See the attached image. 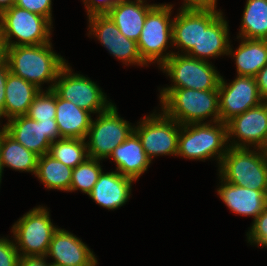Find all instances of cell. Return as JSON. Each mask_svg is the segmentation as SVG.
Returning <instances> with one entry per match:
<instances>
[{
    "mask_svg": "<svg viewBox=\"0 0 267 266\" xmlns=\"http://www.w3.org/2000/svg\"><path fill=\"white\" fill-rule=\"evenodd\" d=\"M6 61L10 72L34 84L40 90L47 83L53 90L61 69L68 63L53 50L52 43L6 47Z\"/></svg>",
    "mask_w": 267,
    "mask_h": 266,
    "instance_id": "1",
    "label": "cell"
},
{
    "mask_svg": "<svg viewBox=\"0 0 267 266\" xmlns=\"http://www.w3.org/2000/svg\"><path fill=\"white\" fill-rule=\"evenodd\" d=\"M228 148L227 123H190L180 127L177 157L204 162L214 158L219 168Z\"/></svg>",
    "mask_w": 267,
    "mask_h": 266,
    "instance_id": "2",
    "label": "cell"
},
{
    "mask_svg": "<svg viewBox=\"0 0 267 266\" xmlns=\"http://www.w3.org/2000/svg\"><path fill=\"white\" fill-rule=\"evenodd\" d=\"M160 104L161 110L181 125L220 121L218 90L173 89Z\"/></svg>",
    "mask_w": 267,
    "mask_h": 266,
    "instance_id": "3",
    "label": "cell"
},
{
    "mask_svg": "<svg viewBox=\"0 0 267 266\" xmlns=\"http://www.w3.org/2000/svg\"><path fill=\"white\" fill-rule=\"evenodd\" d=\"M171 85L159 88L160 102L173 90L189 88L195 90H218L221 75L210 61L195 59L186 54L173 53L160 67Z\"/></svg>",
    "mask_w": 267,
    "mask_h": 266,
    "instance_id": "4",
    "label": "cell"
},
{
    "mask_svg": "<svg viewBox=\"0 0 267 266\" xmlns=\"http://www.w3.org/2000/svg\"><path fill=\"white\" fill-rule=\"evenodd\" d=\"M218 171L227 183L267 193V150L229 146Z\"/></svg>",
    "mask_w": 267,
    "mask_h": 266,
    "instance_id": "5",
    "label": "cell"
},
{
    "mask_svg": "<svg viewBox=\"0 0 267 266\" xmlns=\"http://www.w3.org/2000/svg\"><path fill=\"white\" fill-rule=\"evenodd\" d=\"M52 28L47 18L16 5L0 13V37L6 47L50 43Z\"/></svg>",
    "mask_w": 267,
    "mask_h": 266,
    "instance_id": "6",
    "label": "cell"
},
{
    "mask_svg": "<svg viewBox=\"0 0 267 266\" xmlns=\"http://www.w3.org/2000/svg\"><path fill=\"white\" fill-rule=\"evenodd\" d=\"M173 5H155L147 14L140 38L137 42L142 60L149 64L156 63L160 67L174 52L172 22Z\"/></svg>",
    "mask_w": 267,
    "mask_h": 266,
    "instance_id": "7",
    "label": "cell"
},
{
    "mask_svg": "<svg viewBox=\"0 0 267 266\" xmlns=\"http://www.w3.org/2000/svg\"><path fill=\"white\" fill-rule=\"evenodd\" d=\"M46 206H36L20 217L11 227L20 256H46L53 233L59 228L51 220Z\"/></svg>",
    "mask_w": 267,
    "mask_h": 266,
    "instance_id": "8",
    "label": "cell"
},
{
    "mask_svg": "<svg viewBox=\"0 0 267 266\" xmlns=\"http://www.w3.org/2000/svg\"><path fill=\"white\" fill-rule=\"evenodd\" d=\"M113 103L106 111L98 113L86 136L89 158L103 161L134 131V126L118 114Z\"/></svg>",
    "mask_w": 267,
    "mask_h": 266,
    "instance_id": "9",
    "label": "cell"
},
{
    "mask_svg": "<svg viewBox=\"0 0 267 266\" xmlns=\"http://www.w3.org/2000/svg\"><path fill=\"white\" fill-rule=\"evenodd\" d=\"M53 91L93 115L106 111L113 104L95 81L74 73L68 63L59 72Z\"/></svg>",
    "mask_w": 267,
    "mask_h": 266,
    "instance_id": "10",
    "label": "cell"
},
{
    "mask_svg": "<svg viewBox=\"0 0 267 266\" xmlns=\"http://www.w3.org/2000/svg\"><path fill=\"white\" fill-rule=\"evenodd\" d=\"M143 116L134 126L143 150L152 160L157 156H177L181 124L168 117L162 110Z\"/></svg>",
    "mask_w": 267,
    "mask_h": 266,
    "instance_id": "11",
    "label": "cell"
},
{
    "mask_svg": "<svg viewBox=\"0 0 267 266\" xmlns=\"http://www.w3.org/2000/svg\"><path fill=\"white\" fill-rule=\"evenodd\" d=\"M216 7V4L200 6L199 50H190L186 55L205 61L228 55L229 25L223 11Z\"/></svg>",
    "mask_w": 267,
    "mask_h": 266,
    "instance_id": "12",
    "label": "cell"
},
{
    "mask_svg": "<svg viewBox=\"0 0 267 266\" xmlns=\"http://www.w3.org/2000/svg\"><path fill=\"white\" fill-rule=\"evenodd\" d=\"M88 18V37L92 35L117 60L126 66H148L141 58L137 42L126 38L107 15H92Z\"/></svg>",
    "mask_w": 267,
    "mask_h": 266,
    "instance_id": "13",
    "label": "cell"
},
{
    "mask_svg": "<svg viewBox=\"0 0 267 266\" xmlns=\"http://www.w3.org/2000/svg\"><path fill=\"white\" fill-rule=\"evenodd\" d=\"M218 93L219 115L223 123L264 102L258 91L256 79L251 76L236 75L229 83L221 76Z\"/></svg>",
    "mask_w": 267,
    "mask_h": 266,
    "instance_id": "14",
    "label": "cell"
},
{
    "mask_svg": "<svg viewBox=\"0 0 267 266\" xmlns=\"http://www.w3.org/2000/svg\"><path fill=\"white\" fill-rule=\"evenodd\" d=\"M267 102L250 108L227 122L228 145L266 150Z\"/></svg>",
    "mask_w": 267,
    "mask_h": 266,
    "instance_id": "15",
    "label": "cell"
},
{
    "mask_svg": "<svg viewBox=\"0 0 267 266\" xmlns=\"http://www.w3.org/2000/svg\"><path fill=\"white\" fill-rule=\"evenodd\" d=\"M1 127L17 142L38 156L48 153L52 142L61 138L55 120L36 121L24 115L8 120Z\"/></svg>",
    "mask_w": 267,
    "mask_h": 266,
    "instance_id": "16",
    "label": "cell"
},
{
    "mask_svg": "<svg viewBox=\"0 0 267 266\" xmlns=\"http://www.w3.org/2000/svg\"><path fill=\"white\" fill-rule=\"evenodd\" d=\"M46 257L51 264L62 266H97L98 260L86 243L69 232L58 228L52 236Z\"/></svg>",
    "mask_w": 267,
    "mask_h": 266,
    "instance_id": "17",
    "label": "cell"
},
{
    "mask_svg": "<svg viewBox=\"0 0 267 266\" xmlns=\"http://www.w3.org/2000/svg\"><path fill=\"white\" fill-rule=\"evenodd\" d=\"M135 180L121 175L118 171L101 172L88 196L96 204L107 209L116 210L130 200L132 184Z\"/></svg>",
    "mask_w": 267,
    "mask_h": 266,
    "instance_id": "18",
    "label": "cell"
},
{
    "mask_svg": "<svg viewBox=\"0 0 267 266\" xmlns=\"http://www.w3.org/2000/svg\"><path fill=\"white\" fill-rule=\"evenodd\" d=\"M217 195L228 209L241 216L253 217V221L267 206V193L227 183L220 176Z\"/></svg>",
    "mask_w": 267,
    "mask_h": 266,
    "instance_id": "19",
    "label": "cell"
},
{
    "mask_svg": "<svg viewBox=\"0 0 267 266\" xmlns=\"http://www.w3.org/2000/svg\"><path fill=\"white\" fill-rule=\"evenodd\" d=\"M142 0H119L107 13L119 31L129 39L138 42L148 12L155 5Z\"/></svg>",
    "mask_w": 267,
    "mask_h": 266,
    "instance_id": "20",
    "label": "cell"
},
{
    "mask_svg": "<svg viewBox=\"0 0 267 266\" xmlns=\"http://www.w3.org/2000/svg\"><path fill=\"white\" fill-rule=\"evenodd\" d=\"M108 158L115 163L116 171L135 181L147 171L151 164V160L143 150L141 141L134 131L113 150Z\"/></svg>",
    "mask_w": 267,
    "mask_h": 266,
    "instance_id": "21",
    "label": "cell"
},
{
    "mask_svg": "<svg viewBox=\"0 0 267 266\" xmlns=\"http://www.w3.org/2000/svg\"><path fill=\"white\" fill-rule=\"evenodd\" d=\"M178 11L172 22L173 47L178 48V52L174 53L187 54L190 50H199L200 6H181Z\"/></svg>",
    "mask_w": 267,
    "mask_h": 266,
    "instance_id": "22",
    "label": "cell"
},
{
    "mask_svg": "<svg viewBox=\"0 0 267 266\" xmlns=\"http://www.w3.org/2000/svg\"><path fill=\"white\" fill-rule=\"evenodd\" d=\"M92 119L90 112L56 94L55 121L61 138L86 139Z\"/></svg>",
    "mask_w": 267,
    "mask_h": 266,
    "instance_id": "23",
    "label": "cell"
},
{
    "mask_svg": "<svg viewBox=\"0 0 267 266\" xmlns=\"http://www.w3.org/2000/svg\"><path fill=\"white\" fill-rule=\"evenodd\" d=\"M237 39L240 45L234 49L230 42L227 56L233 57L237 75L255 77L267 64V40Z\"/></svg>",
    "mask_w": 267,
    "mask_h": 266,
    "instance_id": "24",
    "label": "cell"
},
{
    "mask_svg": "<svg viewBox=\"0 0 267 266\" xmlns=\"http://www.w3.org/2000/svg\"><path fill=\"white\" fill-rule=\"evenodd\" d=\"M40 91L34 84L10 72L5 86L4 118L8 121L26 115L35 96Z\"/></svg>",
    "mask_w": 267,
    "mask_h": 266,
    "instance_id": "25",
    "label": "cell"
},
{
    "mask_svg": "<svg viewBox=\"0 0 267 266\" xmlns=\"http://www.w3.org/2000/svg\"><path fill=\"white\" fill-rule=\"evenodd\" d=\"M38 155L26 149L11 137L2 127L0 128V168L5 167L19 172L36 174Z\"/></svg>",
    "mask_w": 267,
    "mask_h": 266,
    "instance_id": "26",
    "label": "cell"
},
{
    "mask_svg": "<svg viewBox=\"0 0 267 266\" xmlns=\"http://www.w3.org/2000/svg\"><path fill=\"white\" fill-rule=\"evenodd\" d=\"M73 168L53 158L48 153L39 156L35 177L47 190L69 192Z\"/></svg>",
    "mask_w": 267,
    "mask_h": 266,
    "instance_id": "27",
    "label": "cell"
},
{
    "mask_svg": "<svg viewBox=\"0 0 267 266\" xmlns=\"http://www.w3.org/2000/svg\"><path fill=\"white\" fill-rule=\"evenodd\" d=\"M237 38L267 40V0H247Z\"/></svg>",
    "mask_w": 267,
    "mask_h": 266,
    "instance_id": "28",
    "label": "cell"
},
{
    "mask_svg": "<svg viewBox=\"0 0 267 266\" xmlns=\"http://www.w3.org/2000/svg\"><path fill=\"white\" fill-rule=\"evenodd\" d=\"M48 154L71 168H75L89 157L86 140L73 138H60L52 142Z\"/></svg>",
    "mask_w": 267,
    "mask_h": 266,
    "instance_id": "29",
    "label": "cell"
},
{
    "mask_svg": "<svg viewBox=\"0 0 267 266\" xmlns=\"http://www.w3.org/2000/svg\"><path fill=\"white\" fill-rule=\"evenodd\" d=\"M100 162L101 160L88 157L83 163L73 168L69 192L79 190L88 195L103 171Z\"/></svg>",
    "mask_w": 267,
    "mask_h": 266,
    "instance_id": "30",
    "label": "cell"
},
{
    "mask_svg": "<svg viewBox=\"0 0 267 266\" xmlns=\"http://www.w3.org/2000/svg\"><path fill=\"white\" fill-rule=\"evenodd\" d=\"M26 115L36 121L55 120L56 93L53 90H41L35 96Z\"/></svg>",
    "mask_w": 267,
    "mask_h": 266,
    "instance_id": "31",
    "label": "cell"
},
{
    "mask_svg": "<svg viewBox=\"0 0 267 266\" xmlns=\"http://www.w3.org/2000/svg\"><path fill=\"white\" fill-rule=\"evenodd\" d=\"M246 236L247 243H250V245L267 248V206L258 217L252 221Z\"/></svg>",
    "mask_w": 267,
    "mask_h": 266,
    "instance_id": "32",
    "label": "cell"
},
{
    "mask_svg": "<svg viewBox=\"0 0 267 266\" xmlns=\"http://www.w3.org/2000/svg\"><path fill=\"white\" fill-rule=\"evenodd\" d=\"M14 5L41 15L53 23L52 0H16Z\"/></svg>",
    "mask_w": 267,
    "mask_h": 266,
    "instance_id": "33",
    "label": "cell"
},
{
    "mask_svg": "<svg viewBox=\"0 0 267 266\" xmlns=\"http://www.w3.org/2000/svg\"><path fill=\"white\" fill-rule=\"evenodd\" d=\"M0 237V266H18L20 254L13 239Z\"/></svg>",
    "mask_w": 267,
    "mask_h": 266,
    "instance_id": "34",
    "label": "cell"
},
{
    "mask_svg": "<svg viewBox=\"0 0 267 266\" xmlns=\"http://www.w3.org/2000/svg\"><path fill=\"white\" fill-rule=\"evenodd\" d=\"M86 6L87 17L107 14L119 0H82Z\"/></svg>",
    "mask_w": 267,
    "mask_h": 266,
    "instance_id": "35",
    "label": "cell"
},
{
    "mask_svg": "<svg viewBox=\"0 0 267 266\" xmlns=\"http://www.w3.org/2000/svg\"><path fill=\"white\" fill-rule=\"evenodd\" d=\"M9 73H10L9 65L7 61H5L2 65H0V120H2L1 118H4L5 86H6L7 76Z\"/></svg>",
    "mask_w": 267,
    "mask_h": 266,
    "instance_id": "36",
    "label": "cell"
},
{
    "mask_svg": "<svg viewBox=\"0 0 267 266\" xmlns=\"http://www.w3.org/2000/svg\"><path fill=\"white\" fill-rule=\"evenodd\" d=\"M255 79L262 100L267 102V64L256 74Z\"/></svg>",
    "mask_w": 267,
    "mask_h": 266,
    "instance_id": "37",
    "label": "cell"
},
{
    "mask_svg": "<svg viewBox=\"0 0 267 266\" xmlns=\"http://www.w3.org/2000/svg\"><path fill=\"white\" fill-rule=\"evenodd\" d=\"M18 266H51V263L46 256H20Z\"/></svg>",
    "mask_w": 267,
    "mask_h": 266,
    "instance_id": "38",
    "label": "cell"
},
{
    "mask_svg": "<svg viewBox=\"0 0 267 266\" xmlns=\"http://www.w3.org/2000/svg\"><path fill=\"white\" fill-rule=\"evenodd\" d=\"M217 4V0H183L181 6L192 7V6H209Z\"/></svg>",
    "mask_w": 267,
    "mask_h": 266,
    "instance_id": "39",
    "label": "cell"
},
{
    "mask_svg": "<svg viewBox=\"0 0 267 266\" xmlns=\"http://www.w3.org/2000/svg\"><path fill=\"white\" fill-rule=\"evenodd\" d=\"M6 61V45L5 42L0 37V65Z\"/></svg>",
    "mask_w": 267,
    "mask_h": 266,
    "instance_id": "40",
    "label": "cell"
},
{
    "mask_svg": "<svg viewBox=\"0 0 267 266\" xmlns=\"http://www.w3.org/2000/svg\"><path fill=\"white\" fill-rule=\"evenodd\" d=\"M16 0H0V13L15 4Z\"/></svg>",
    "mask_w": 267,
    "mask_h": 266,
    "instance_id": "41",
    "label": "cell"
},
{
    "mask_svg": "<svg viewBox=\"0 0 267 266\" xmlns=\"http://www.w3.org/2000/svg\"><path fill=\"white\" fill-rule=\"evenodd\" d=\"M266 150H267V132H266Z\"/></svg>",
    "mask_w": 267,
    "mask_h": 266,
    "instance_id": "42",
    "label": "cell"
},
{
    "mask_svg": "<svg viewBox=\"0 0 267 266\" xmlns=\"http://www.w3.org/2000/svg\"><path fill=\"white\" fill-rule=\"evenodd\" d=\"M2 174H3V173H2L1 168H0V178H2Z\"/></svg>",
    "mask_w": 267,
    "mask_h": 266,
    "instance_id": "43",
    "label": "cell"
},
{
    "mask_svg": "<svg viewBox=\"0 0 267 266\" xmlns=\"http://www.w3.org/2000/svg\"><path fill=\"white\" fill-rule=\"evenodd\" d=\"M51 266H62V265H58V264H51Z\"/></svg>",
    "mask_w": 267,
    "mask_h": 266,
    "instance_id": "44",
    "label": "cell"
}]
</instances>
